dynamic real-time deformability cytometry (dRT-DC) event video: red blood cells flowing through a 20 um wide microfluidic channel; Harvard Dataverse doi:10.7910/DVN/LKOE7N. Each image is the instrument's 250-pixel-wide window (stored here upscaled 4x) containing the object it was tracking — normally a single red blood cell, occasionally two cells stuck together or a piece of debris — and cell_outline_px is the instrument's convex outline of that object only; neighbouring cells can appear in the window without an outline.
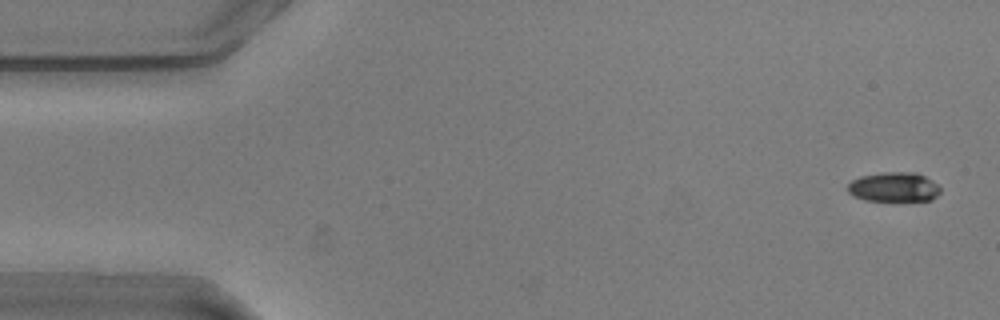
{"species": "common noctule bat (a hibernating species)", "species_latin": "Nyctalus noctula", "temperature_condition": "warm", "stored_images_in_passage": 2, "camera_frame_rate_fps": 3000, "um_per_image_px": 0.085, "animal": {"sex": "male", "body_mass_g": 20.5, "forearm_length_mm": 52.5}, "frame": {"image": 1, "passage_image": 2, "time_ms": 0.333, "image_size_px": [1000, 320], "cell_outline_px": [[940, 192], [932, 200], [864, 200], [852, 196], [848, 192], [848, 184], [852, 180], [860, 176], [884, 172], [916, 172], [924, 176], [936, 184], [940, 188]], "centroid_in_image_um": [75.95, 15.89], "position_along_channel_um": 9.0, "area_um2": 15.84}}